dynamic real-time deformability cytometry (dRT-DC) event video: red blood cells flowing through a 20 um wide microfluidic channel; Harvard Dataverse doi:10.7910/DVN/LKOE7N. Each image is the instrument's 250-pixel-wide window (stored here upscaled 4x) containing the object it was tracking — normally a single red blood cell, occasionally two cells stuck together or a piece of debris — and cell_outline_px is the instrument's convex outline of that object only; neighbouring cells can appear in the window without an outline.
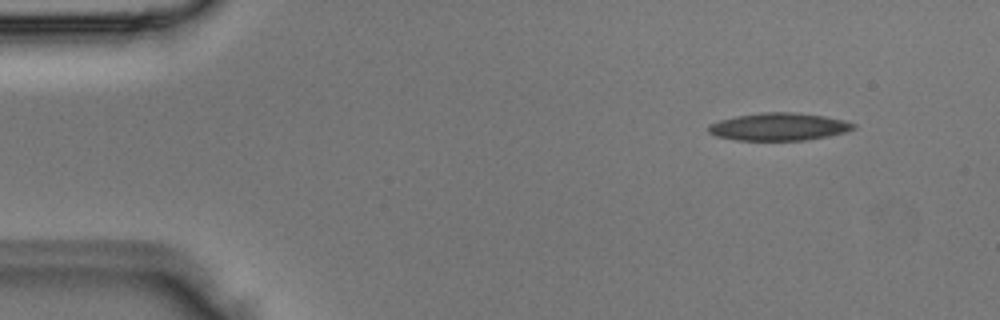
{"species": "Egyptian fruit bat (a non-hibernating species)", "species_latin": "Rousettus aegyptiacus", "temperature_condition": "room temperature", "stored_images_in_passage": 4, "segment_of_instrument_passage": [1, 2], "camera_frame_rate_fps": 3000, "um_per_image_px": 0.085, "animal": {"sex": "male"}, "frame": {"image": 1, "passage_image": 1, "time_ms": 0.0, "image_size_px": [1000, 320], "cell_outline_px": [[856, 128], [848, 132], [828, 136], [804, 140], [736, 140], [716, 136], [708, 132], [708, 124], [720, 120], [736, 116], [764, 112], [792, 112], [824, 116], [844, 120], [856, 124]], "centroid_in_image_um": [66.22, 10.77], "position_along_channel_um": 18.8, "area_um2": 23.35}}